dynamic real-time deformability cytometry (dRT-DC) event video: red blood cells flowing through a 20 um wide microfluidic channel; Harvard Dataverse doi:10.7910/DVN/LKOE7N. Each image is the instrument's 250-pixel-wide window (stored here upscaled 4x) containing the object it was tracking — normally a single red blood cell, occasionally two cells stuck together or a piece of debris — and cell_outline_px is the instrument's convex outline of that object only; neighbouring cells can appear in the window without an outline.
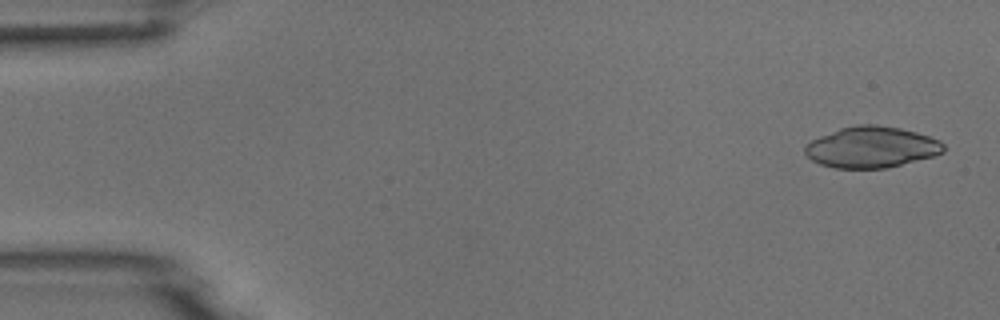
{"species": "common noctule bat (a hibernating species)", "species_latin": "Nyctalus noctula", "temperature_condition": "room temperature", "stored_images_in_passage": 7, "camera_frame_rate_fps": 3000, "um_per_image_px": 0.085, "animal": {"sex": "male", "body_mass_g": 18.8}, "frame": {"image": 1, "passage_image": 1, "time_ms": 0.0, "image_size_px": [1000, 320], "cell_outline_px": [[944, 152], [932, 156], [888, 168], [836, 168], [820, 164], [812, 160], [804, 152], [804, 144], [820, 136], [840, 128], [860, 124], [876, 124], [900, 128], [916, 132], [940, 140], [944, 144]], "centroid_in_image_um": [74.07, 12.5], "position_along_channel_um": 10.9, "area_um2": 33.18}}